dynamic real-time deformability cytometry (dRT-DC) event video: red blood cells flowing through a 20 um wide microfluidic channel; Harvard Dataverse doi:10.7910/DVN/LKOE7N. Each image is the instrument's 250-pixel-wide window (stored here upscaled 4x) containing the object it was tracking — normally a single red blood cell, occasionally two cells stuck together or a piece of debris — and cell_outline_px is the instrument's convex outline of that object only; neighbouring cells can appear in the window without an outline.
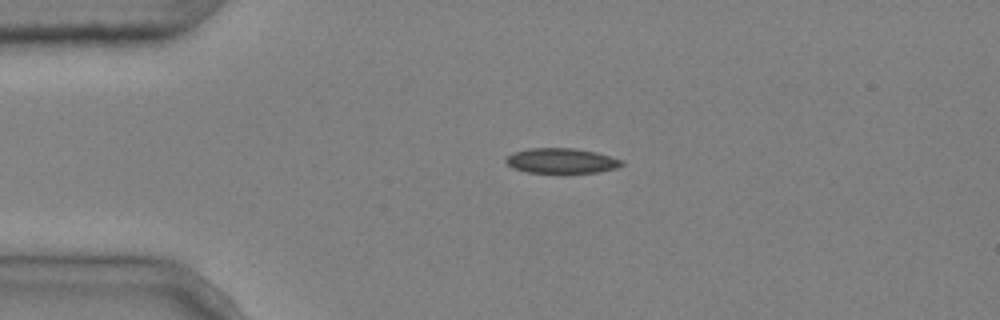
{"species": "common noctule bat (a hibernating species)", "species_latin": "Nyctalus noctula", "temperature_condition": "cold", "stored_images_in_passage": 3, "camera_frame_rate_fps": 3000, "um_per_image_px": 0.085, "animal": {"sex": "male", "body_mass_g": 20.4}, "frame": {"image": 1, "passage_image": 2, "time_ms": 0.333, "image_size_px": [1000, 320], "cell_outline_px": [[624, 164], [616, 168], [596, 172], [528, 172], [512, 168], [504, 160], [512, 152], [528, 148], [576, 148], [596, 152], [624, 160]], "centroid_in_image_um": [47.72, 13.65], "position_along_channel_um": 37.3, "area_um2": 16.88}}